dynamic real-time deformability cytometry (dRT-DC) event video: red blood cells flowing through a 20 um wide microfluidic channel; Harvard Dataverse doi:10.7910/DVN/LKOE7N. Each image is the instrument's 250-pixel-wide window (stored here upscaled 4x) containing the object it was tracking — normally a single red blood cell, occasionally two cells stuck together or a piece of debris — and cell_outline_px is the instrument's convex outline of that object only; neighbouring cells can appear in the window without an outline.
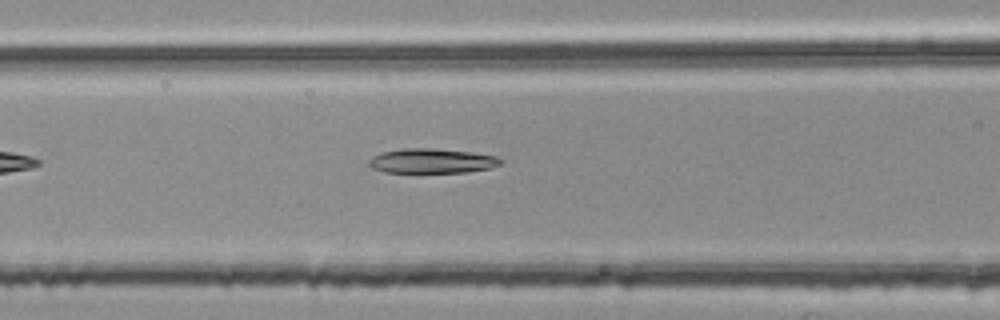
{"species": "common noctule bat (a hibernating species)", "species_latin": "Nyctalus noctula", "temperature_condition": "room temperature", "stored_images_in_passage": 26, "camera_frame_rate_fps": 3000, "um_per_image_px": 0.085, "animal": {"sex": "female", "body_mass_g": 25.1}, "frame": {"image": 1, "passage_image": 9, "time_ms": 2.667, "image_size_px": [1000, 320], "cell_outline_px": [[500, 164], [492, 168], [464, 172], [384, 172], [372, 168], [368, 164], [368, 160], [372, 156], [380, 152], [404, 148], [432, 148], [472, 152], [496, 156], [500, 160]], "centroid_in_image_um": [36.66, 13.67], "position_along_channel_um": 129.9, "area_um2": 18.9}}
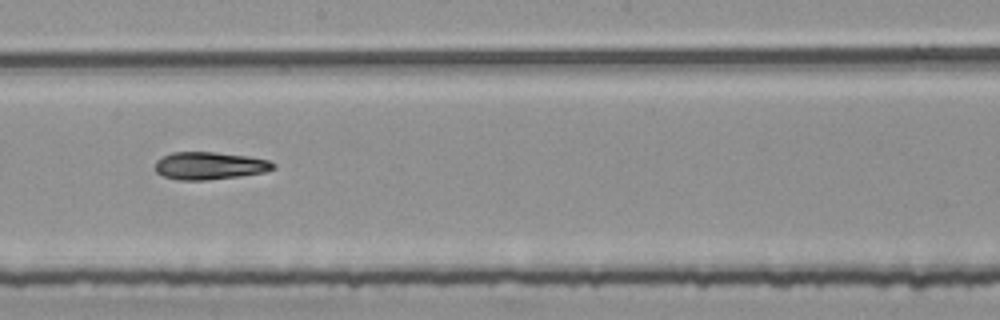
{"frame": {"image": 2, "passage_image": 17, "time_ms": 5.333, "image_size_px": [1000, 320], "cell_outline_px": [[276, 168], [264, 172], [240, 176], [208, 180], [176, 180], [164, 176], [156, 172], [156, 160], [172, 152], [216, 152], [248, 156], [268, 160], [276, 164]], "centroid_in_image_um": [17.83, 14.09], "position_along_channel_um": 230.4, "area_um2": 19.02}}
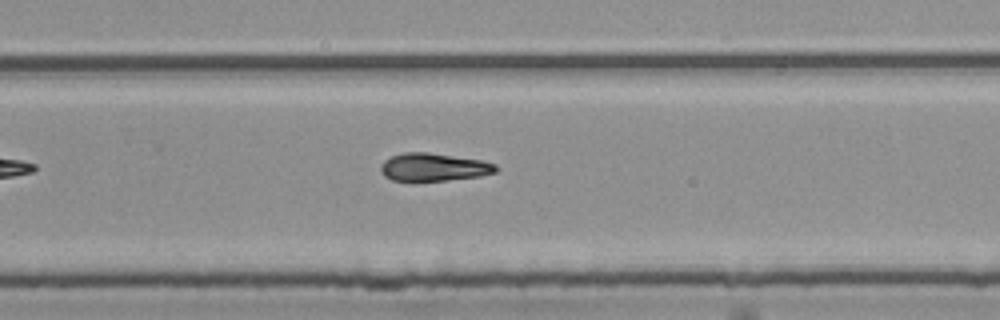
{"frame": {"image": 3, "passage_image": 22, "time_ms": 7.0, "image_size_px": [1000, 320], "cell_outline_px": [[496, 172], [480, 176], [412, 184], [392, 180], [384, 176], [380, 172], [380, 168], [384, 160], [392, 156], [404, 152], [428, 152], [484, 160], [496, 164]], "centroid_in_image_um": [36.81, 14.24], "position_along_channel_um": 293.0, "area_um2": 19.42}}